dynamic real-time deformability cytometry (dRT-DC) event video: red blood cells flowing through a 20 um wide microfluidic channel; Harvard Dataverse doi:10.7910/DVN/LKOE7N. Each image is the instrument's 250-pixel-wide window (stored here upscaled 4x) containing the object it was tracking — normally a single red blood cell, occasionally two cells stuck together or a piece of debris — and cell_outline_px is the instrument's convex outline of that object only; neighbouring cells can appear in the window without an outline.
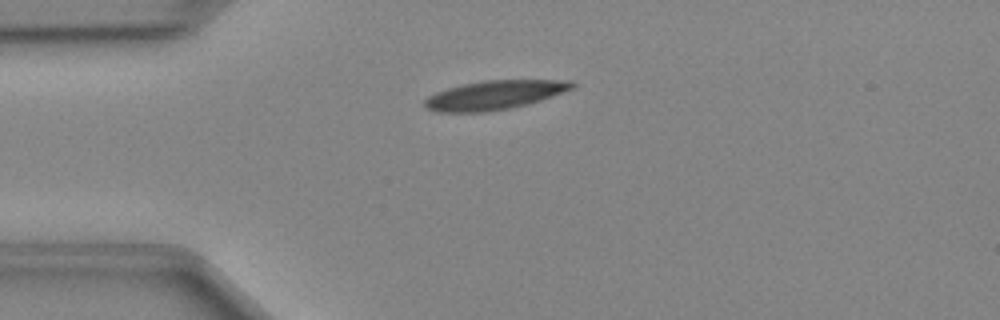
{"species": "Egyptian fruit bat (a non-hibernating species)", "species_latin": "Rousettus aegyptiacus", "temperature_condition": "cold", "stored_images_in_passage": 37, "camera_frame_rate_fps": 3000, "um_per_image_px": 0.085, "animal": {"sex": "female"}, "frame": {"image": 1, "passage_image": 1, "time_ms": 0.0, "image_size_px": [1000, 320], "cell_outline_px": [[576, 84], [572, 88], [540, 100], [528, 104], [512, 108], [484, 112], [440, 112], [428, 108], [424, 104], [424, 100], [428, 96], [436, 92], [448, 88], [464, 84], [484, 80], [572, 80]], "centroid_in_image_um": [42.03, 8.07], "position_along_channel_um": 43.0, "area_um2": 24.68}}
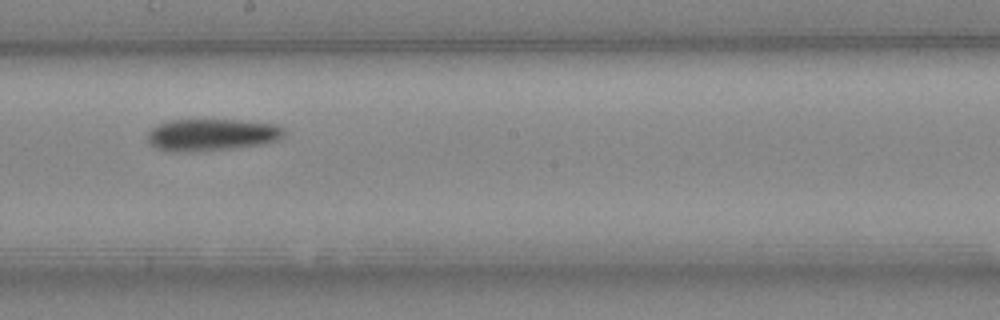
{"frame": {"image": 2, "passage_image": 16, "time_ms": 5.0, "image_size_px": [1000, 320], "cell_outline_px": [[288, 132], [280, 140], [264, 144], [232, 148], [188, 152], [168, 152], [156, 148], [148, 140], [148, 132], [152, 128], [160, 124], [172, 120], [240, 120], [276, 124], [284, 128]], "centroid_in_image_um": [18.06, 11.46], "position_along_channel_um": 230.1, "area_um2": 25.66}}
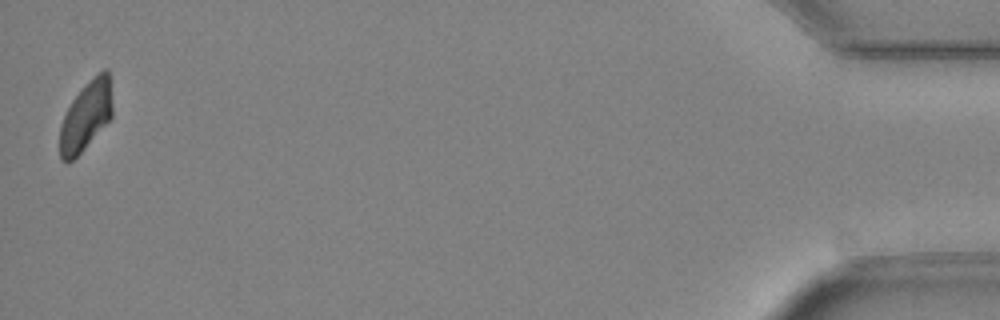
{"frame": {"image": 3, "passage_image": 37, "time_ms": 12.0, "image_size_px": [1000, 320], "cell_outline_px": [[112, 116], [84, 148], [72, 160], [60, 160], [60, 124], [72, 100], [104, 68], [108, 68], [112, 104]], "centroid_in_image_um": [7.3, 9.87], "position_along_channel_um": 427.9, "area_um2": 20.35}}